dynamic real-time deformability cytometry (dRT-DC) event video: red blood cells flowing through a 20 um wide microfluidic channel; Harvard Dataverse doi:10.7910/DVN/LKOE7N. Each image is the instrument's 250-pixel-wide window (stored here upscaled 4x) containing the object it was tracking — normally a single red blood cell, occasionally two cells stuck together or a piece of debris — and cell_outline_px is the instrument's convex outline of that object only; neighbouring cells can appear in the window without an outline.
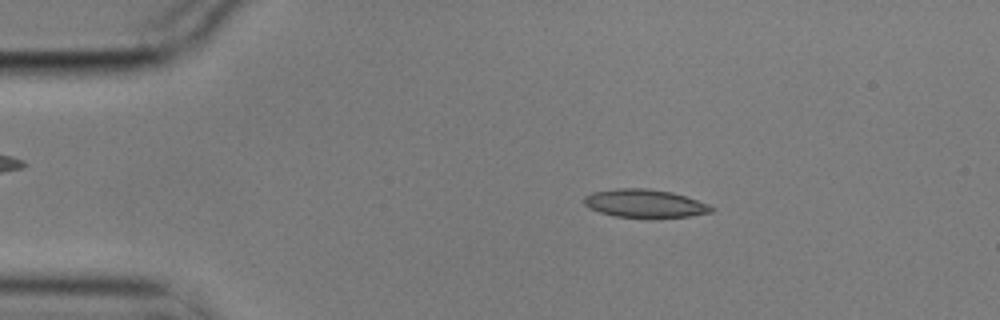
{"species": "common noctule bat (a hibernating species)", "species_latin": "Nyctalus noctula", "temperature_condition": "cold", "stored_images_in_passage": 6, "camera_frame_rate_fps": 3000, "um_per_image_px": 0.085, "animal": {"sex": "male", "body_mass_g": 17.9}, "frame": {"image": 1, "passage_image": 2, "time_ms": 0.333, "image_size_px": [1000, 320], "cell_outline_px": [[716, 208], [712, 212], [688, 216], [648, 220], [616, 216], [600, 212], [588, 208], [584, 204], [584, 196], [592, 192], [616, 188], [648, 188], [672, 192], [708, 204]], "centroid_in_image_um": [54.8, 17.32], "position_along_channel_um": 30.2, "area_um2": 21.5}}
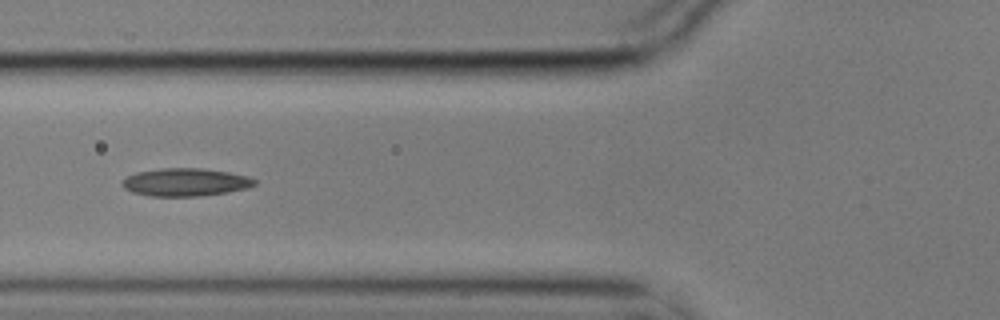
{"frame": {"image": 2, "passage_image": 5, "time_ms": 1.333, "image_size_px": [1000, 320], "cell_outline_px": [[256, 184], [248, 188], [228, 192], [200, 196], [148, 196], [132, 192], [124, 188], [120, 184], [128, 176], [136, 172], [160, 168], [200, 168], [228, 172], [248, 176], [256, 180]], "centroid_in_image_um": [15.76, 15.49], "position_along_channel_um": 110.0, "area_um2": 21.56}}
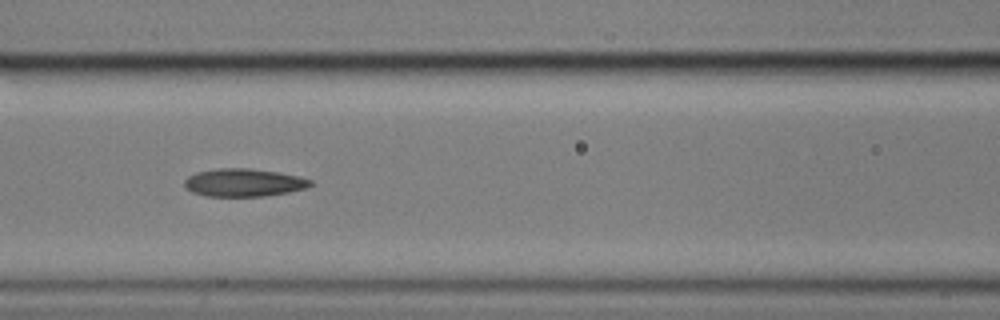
{"frame": {"image": 3, "passage_image": 6, "time_ms": 1.667, "image_size_px": [1000, 320], "cell_outline_px": [[312, 184], [308, 188], [288, 192], [264, 196], [204, 196], [192, 192], [184, 184], [184, 180], [188, 176], [196, 172], [216, 168], [248, 168], [280, 172], [300, 176], [312, 180]], "centroid_in_image_um": [20.74, 15.51], "position_along_channel_um": 145.9, "area_um2": 20.63}}